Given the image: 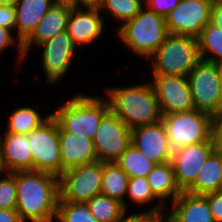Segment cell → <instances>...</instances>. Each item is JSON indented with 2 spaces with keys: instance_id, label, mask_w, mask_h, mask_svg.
<instances>
[{
  "instance_id": "cell-1",
  "label": "cell",
  "mask_w": 222,
  "mask_h": 222,
  "mask_svg": "<svg viewBox=\"0 0 222 222\" xmlns=\"http://www.w3.org/2000/svg\"><path fill=\"white\" fill-rule=\"evenodd\" d=\"M16 211L23 222H53L60 198L59 176L45 171H16Z\"/></svg>"
},
{
  "instance_id": "cell-2",
  "label": "cell",
  "mask_w": 222,
  "mask_h": 222,
  "mask_svg": "<svg viewBox=\"0 0 222 222\" xmlns=\"http://www.w3.org/2000/svg\"><path fill=\"white\" fill-rule=\"evenodd\" d=\"M105 91L110 110L130 130L161 121L159 102L151 82L126 87L115 86L107 88Z\"/></svg>"
},
{
  "instance_id": "cell-3",
  "label": "cell",
  "mask_w": 222,
  "mask_h": 222,
  "mask_svg": "<svg viewBox=\"0 0 222 222\" xmlns=\"http://www.w3.org/2000/svg\"><path fill=\"white\" fill-rule=\"evenodd\" d=\"M116 35L136 56L148 59L169 33L165 18L143 6L134 18L120 24Z\"/></svg>"
},
{
  "instance_id": "cell-4",
  "label": "cell",
  "mask_w": 222,
  "mask_h": 222,
  "mask_svg": "<svg viewBox=\"0 0 222 222\" xmlns=\"http://www.w3.org/2000/svg\"><path fill=\"white\" fill-rule=\"evenodd\" d=\"M110 110L108 100L99 96L77 93L60 105L51 115L66 131L94 138L102 117Z\"/></svg>"
},
{
  "instance_id": "cell-5",
  "label": "cell",
  "mask_w": 222,
  "mask_h": 222,
  "mask_svg": "<svg viewBox=\"0 0 222 222\" xmlns=\"http://www.w3.org/2000/svg\"><path fill=\"white\" fill-rule=\"evenodd\" d=\"M147 60L152 65V75L187 77L201 60L198 38L169 34Z\"/></svg>"
},
{
  "instance_id": "cell-6",
  "label": "cell",
  "mask_w": 222,
  "mask_h": 222,
  "mask_svg": "<svg viewBox=\"0 0 222 222\" xmlns=\"http://www.w3.org/2000/svg\"><path fill=\"white\" fill-rule=\"evenodd\" d=\"M171 149L212 140L211 115L197 109L162 115Z\"/></svg>"
},
{
  "instance_id": "cell-7",
  "label": "cell",
  "mask_w": 222,
  "mask_h": 222,
  "mask_svg": "<svg viewBox=\"0 0 222 222\" xmlns=\"http://www.w3.org/2000/svg\"><path fill=\"white\" fill-rule=\"evenodd\" d=\"M102 175L103 162L99 160L65 170L59 176V201L86 203L101 194Z\"/></svg>"
},
{
  "instance_id": "cell-8",
  "label": "cell",
  "mask_w": 222,
  "mask_h": 222,
  "mask_svg": "<svg viewBox=\"0 0 222 222\" xmlns=\"http://www.w3.org/2000/svg\"><path fill=\"white\" fill-rule=\"evenodd\" d=\"M33 170L54 175L62 174L59 124L50 115L39 127L29 133Z\"/></svg>"
},
{
  "instance_id": "cell-9",
  "label": "cell",
  "mask_w": 222,
  "mask_h": 222,
  "mask_svg": "<svg viewBox=\"0 0 222 222\" xmlns=\"http://www.w3.org/2000/svg\"><path fill=\"white\" fill-rule=\"evenodd\" d=\"M195 109L212 115L222 106L219 65L201 59L187 75Z\"/></svg>"
},
{
  "instance_id": "cell-10",
  "label": "cell",
  "mask_w": 222,
  "mask_h": 222,
  "mask_svg": "<svg viewBox=\"0 0 222 222\" xmlns=\"http://www.w3.org/2000/svg\"><path fill=\"white\" fill-rule=\"evenodd\" d=\"M93 143L99 161L115 162L131 144V130L109 110L99 123Z\"/></svg>"
},
{
  "instance_id": "cell-11",
  "label": "cell",
  "mask_w": 222,
  "mask_h": 222,
  "mask_svg": "<svg viewBox=\"0 0 222 222\" xmlns=\"http://www.w3.org/2000/svg\"><path fill=\"white\" fill-rule=\"evenodd\" d=\"M214 0H181L165 17L169 34L198 38L203 28L210 23Z\"/></svg>"
},
{
  "instance_id": "cell-12",
  "label": "cell",
  "mask_w": 222,
  "mask_h": 222,
  "mask_svg": "<svg viewBox=\"0 0 222 222\" xmlns=\"http://www.w3.org/2000/svg\"><path fill=\"white\" fill-rule=\"evenodd\" d=\"M42 49V69L49 84H56L68 72L74 53L78 49L72 42L67 30L40 43Z\"/></svg>"
},
{
  "instance_id": "cell-13",
  "label": "cell",
  "mask_w": 222,
  "mask_h": 222,
  "mask_svg": "<svg viewBox=\"0 0 222 222\" xmlns=\"http://www.w3.org/2000/svg\"><path fill=\"white\" fill-rule=\"evenodd\" d=\"M151 84L162 115L195 109L187 77L153 75Z\"/></svg>"
},
{
  "instance_id": "cell-14",
  "label": "cell",
  "mask_w": 222,
  "mask_h": 222,
  "mask_svg": "<svg viewBox=\"0 0 222 222\" xmlns=\"http://www.w3.org/2000/svg\"><path fill=\"white\" fill-rule=\"evenodd\" d=\"M215 149L214 142L207 140L173 151L171 163L181 191H186L194 183L200 168Z\"/></svg>"
},
{
  "instance_id": "cell-15",
  "label": "cell",
  "mask_w": 222,
  "mask_h": 222,
  "mask_svg": "<svg viewBox=\"0 0 222 222\" xmlns=\"http://www.w3.org/2000/svg\"><path fill=\"white\" fill-rule=\"evenodd\" d=\"M97 5H81L71 8L67 20V32L73 44L81 49L96 42L104 30V18Z\"/></svg>"
},
{
  "instance_id": "cell-16",
  "label": "cell",
  "mask_w": 222,
  "mask_h": 222,
  "mask_svg": "<svg viewBox=\"0 0 222 222\" xmlns=\"http://www.w3.org/2000/svg\"><path fill=\"white\" fill-rule=\"evenodd\" d=\"M131 144L156 164L171 161L173 150L162 120L132 129Z\"/></svg>"
},
{
  "instance_id": "cell-17",
  "label": "cell",
  "mask_w": 222,
  "mask_h": 222,
  "mask_svg": "<svg viewBox=\"0 0 222 222\" xmlns=\"http://www.w3.org/2000/svg\"><path fill=\"white\" fill-rule=\"evenodd\" d=\"M62 173L65 170L97 161L92 139L77 133L66 132L59 125Z\"/></svg>"
},
{
  "instance_id": "cell-18",
  "label": "cell",
  "mask_w": 222,
  "mask_h": 222,
  "mask_svg": "<svg viewBox=\"0 0 222 222\" xmlns=\"http://www.w3.org/2000/svg\"><path fill=\"white\" fill-rule=\"evenodd\" d=\"M71 8L72 6L66 4H54L47 11L33 32L21 43L25 57L34 46L37 47L40 43L67 30V20Z\"/></svg>"
},
{
  "instance_id": "cell-19",
  "label": "cell",
  "mask_w": 222,
  "mask_h": 222,
  "mask_svg": "<svg viewBox=\"0 0 222 222\" xmlns=\"http://www.w3.org/2000/svg\"><path fill=\"white\" fill-rule=\"evenodd\" d=\"M29 134L5 133L2 137L1 158L6 172L33 170Z\"/></svg>"
},
{
  "instance_id": "cell-20",
  "label": "cell",
  "mask_w": 222,
  "mask_h": 222,
  "mask_svg": "<svg viewBox=\"0 0 222 222\" xmlns=\"http://www.w3.org/2000/svg\"><path fill=\"white\" fill-rule=\"evenodd\" d=\"M170 206L166 213L171 222H215L205 195L182 191Z\"/></svg>"
},
{
  "instance_id": "cell-21",
  "label": "cell",
  "mask_w": 222,
  "mask_h": 222,
  "mask_svg": "<svg viewBox=\"0 0 222 222\" xmlns=\"http://www.w3.org/2000/svg\"><path fill=\"white\" fill-rule=\"evenodd\" d=\"M53 0H19L16 9L17 38L22 43L54 5Z\"/></svg>"
},
{
  "instance_id": "cell-22",
  "label": "cell",
  "mask_w": 222,
  "mask_h": 222,
  "mask_svg": "<svg viewBox=\"0 0 222 222\" xmlns=\"http://www.w3.org/2000/svg\"><path fill=\"white\" fill-rule=\"evenodd\" d=\"M221 169V148H216L202 165L194 183L186 192L205 195L221 191Z\"/></svg>"
},
{
  "instance_id": "cell-23",
  "label": "cell",
  "mask_w": 222,
  "mask_h": 222,
  "mask_svg": "<svg viewBox=\"0 0 222 222\" xmlns=\"http://www.w3.org/2000/svg\"><path fill=\"white\" fill-rule=\"evenodd\" d=\"M146 178L154 196L163 205L167 198H170L172 203L182 193L176 183L171 161L156 164Z\"/></svg>"
},
{
  "instance_id": "cell-24",
  "label": "cell",
  "mask_w": 222,
  "mask_h": 222,
  "mask_svg": "<svg viewBox=\"0 0 222 222\" xmlns=\"http://www.w3.org/2000/svg\"><path fill=\"white\" fill-rule=\"evenodd\" d=\"M128 180L129 177L116 162H103L101 194L120 201L126 210Z\"/></svg>"
},
{
  "instance_id": "cell-25",
  "label": "cell",
  "mask_w": 222,
  "mask_h": 222,
  "mask_svg": "<svg viewBox=\"0 0 222 222\" xmlns=\"http://www.w3.org/2000/svg\"><path fill=\"white\" fill-rule=\"evenodd\" d=\"M51 113L42 117L33 107H19L9 116L7 130L4 133L29 134L32 130L44 123Z\"/></svg>"
},
{
  "instance_id": "cell-26",
  "label": "cell",
  "mask_w": 222,
  "mask_h": 222,
  "mask_svg": "<svg viewBox=\"0 0 222 222\" xmlns=\"http://www.w3.org/2000/svg\"><path fill=\"white\" fill-rule=\"evenodd\" d=\"M115 162L129 178L147 177L156 165V163L148 159L132 144L129 145Z\"/></svg>"
},
{
  "instance_id": "cell-27",
  "label": "cell",
  "mask_w": 222,
  "mask_h": 222,
  "mask_svg": "<svg viewBox=\"0 0 222 222\" xmlns=\"http://www.w3.org/2000/svg\"><path fill=\"white\" fill-rule=\"evenodd\" d=\"M86 204L99 222H119L126 210L120 201L103 194L93 196Z\"/></svg>"
},
{
  "instance_id": "cell-28",
  "label": "cell",
  "mask_w": 222,
  "mask_h": 222,
  "mask_svg": "<svg viewBox=\"0 0 222 222\" xmlns=\"http://www.w3.org/2000/svg\"><path fill=\"white\" fill-rule=\"evenodd\" d=\"M200 57L203 60L222 64V29L208 23L198 37Z\"/></svg>"
},
{
  "instance_id": "cell-29",
  "label": "cell",
  "mask_w": 222,
  "mask_h": 222,
  "mask_svg": "<svg viewBox=\"0 0 222 222\" xmlns=\"http://www.w3.org/2000/svg\"><path fill=\"white\" fill-rule=\"evenodd\" d=\"M97 6L100 11H106L123 24L139 13L144 6V0H100Z\"/></svg>"
},
{
  "instance_id": "cell-30",
  "label": "cell",
  "mask_w": 222,
  "mask_h": 222,
  "mask_svg": "<svg viewBox=\"0 0 222 222\" xmlns=\"http://www.w3.org/2000/svg\"><path fill=\"white\" fill-rule=\"evenodd\" d=\"M126 195L131 199L130 201L139 205H146L150 202L152 203V201L156 199L158 203L154 206L152 205L149 210H166L165 205L158 201V199L154 196L146 177L139 176L129 178Z\"/></svg>"
},
{
  "instance_id": "cell-31",
  "label": "cell",
  "mask_w": 222,
  "mask_h": 222,
  "mask_svg": "<svg viewBox=\"0 0 222 222\" xmlns=\"http://www.w3.org/2000/svg\"><path fill=\"white\" fill-rule=\"evenodd\" d=\"M56 220L60 222H99L86 203L59 201Z\"/></svg>"
},
{
  "instance_id": "cell-32",
  "label": "cell",
  "mask_w": 222,
  "mask_h": 222,
  "mask_svg": "<svg viewBox=\"0 0 222 222\" xmlns=\"http://www.w3.org/2000/svg\"><path fill=\"white\" fill-rule=\"evenodd\" d=\"M16 172H5L0 177V208L16 209Z\"/></svg>"
},
{
  "instance_id": "cell-33",
  "label": "cell",
  "mask_w": 222,
  "mask_h": 222,
  "mask_svg": "<svg viewBox=\"0 0 222 222\" xmlns=\"http://www.w3.org/2000/svg\"><path fill=\"white\" fill-rule=\"evenodd\" d=\"M165 212V210H148L146 208L143 212L128 215L125 210L119 222H164L167 218Z\"/></svg>"
},
{
  "instance_id": "cell-34",
  "label": "cell",
  "mask_w": 222,
  "mask_h": 222,
  "mask_svg": "<svg viewBox=\"0 0 222 222\" xmlns=\"http://www.w3.org/2000/svg\"><path fill=\"white\" fill-rule=\"evenodd\" d=\"M181 0H144L146 8L154 11L164 18L173 10Z\"/></svg>"
},
{
  "instance_id": "cell-35",
  "label": "cell",
  "mask_w": 222,
  "mask_h": 222,
  "mask_svg": "<svg viewBox=\"0 0 222 222\" xmlns=\"http://www.w3.org/2000/svg\"><path fill=\"white\" fill-rule=\"evenodd\" d=\"M0 27L15 31L16 9L12 5H0Z\"/></svg>"
},
{
  "instance_id": "cell-36",
  "label": "cell",
  "mask_w": 222,
  "mask_h": 222,
  "mask_svg": "<svg viewBox=\"0 0 222 222\" xmlns=\"http://www.w3.org/2000/svg\"><path fill=\"white\" fill-rule=\"evenodd\" d=\"M12 34H13L12 31L0 27V55L6 48L10 47V45H13L14 42L16 43L18 41L17 42L18 61L20 59L23 60L25 56L22 51L21 42L17 37L15 38V36Z\"/></svg>"
},
{
  "instance_id": "cell-37",
  "label": "cell",
  "mask_w": 222,
  "mask_h": 222,
  "mask_svg": "<svg viewBox=\"0 0 222 222\" xmlns=\"http://www.w3.org/2000/svg\"><path fill=\"white\" fill-rule=\"evenodd\" d=\"M215 222H222V190L205 194Z\"/></svg>"
},
{
  "instance_id": "cell-38",
  "label": "cell",
  "mask_w": 222,
  "mask_h": 222,
  "mask_svg": "<svg viewBox=\"0 0 222 222\" xmlns=\"http://www.w3.org/2000/svg\"><path fill=\"white\" fill-rule=\"evenodd\" d=\"M211 130L216 148H222V106L211 115Z\"/></svg>"
},
{
  "instance_id": "cell-39",
  "label": "cell",
  "mask_w": 222,
  "mask_h": 222,
  "mask_svg": "<svg viewBox=\"0 0 222 222\" xmlns=\"http://www.w3.org/2000/svg\"><path fill=\"white\" fill-rule=\"evenodd\" d=\"M210 23L222 29V1L214 0L210 12Z\"/></svg>"
},
{
  "instance_id": "cell-40",
  "label": "cell",
  "mask_w": 222,
  "mask_h": 222,
  "mask_svg": "<svg viewBox=\"0 0 222 222\" xmlns=\"http://www.w3.org/2000/svg\"><path fill=\"white\" fill-rule=\"evenodd\" d=\"M0 222H23L16 209L0 208Z\"/></svg>"
},
{
  "instance_id": "cell-41",
  "label": "cell",
  "mask_w": 222,
  "mask_h": 222,
  "mask_svg": "<svg viewBox=\"0 0 222 222\" xmlns=\"http://www.w3.org/2000/svg\"><path fill=\"white\" fill-rule=\"evenodd\" d=\"M100 0H75V6L98 5Z\"/></svg>"
},
{
  "instance_id": "cell-42",
  "label": "cell",
  "mask_w": 222,
  "mask_h": 222,
  "mask_svg": "<svg viewBox=\"0 0 222 222\" xmlns=\"http://www.w3.org/2000/svg\"><path fill=\"white\" fill-rule=\"evenodd\" d=\"M55 4H66L72 7L75 6V0H53Z\"/></svg>"
},
{
  "instance_id": "cell-43",
  "label": "cell",
  "mask_w": 222,
  "mask_h": 222,
  "mask_svg": "<svg viewBox=\"0 0 222 222\" xmlns=\"http://www.w3.org/2000/svg\"><path fill=\"white\" fill-rule=\"evenodd\" d=\"M19 0H0V5H12L15 6Z\"/></svg>"
},
{
  "instance_id": "cell-44",
  "label": "cell",
  "mask_w": 222,
  "mask_h": 222,
  "mask_svg": "<svg viewBox=\"0 0 222 222\" xmlns=\"http://www.w3.org/2000/svg\"><path fill=\"white\" fill-rule=\"evenodd\" d=\"M5 169L3 167V164H2V158H1V153H0V176L4 174Z\"/></svg>"
},
{
  "instance_id": "cell-45",
  "label": "cell",
  "mask_w": 222,
  "mask_h": 222,
  "mask_svg": "<svg viewBox=\"0 0 222 222\" xmlns=\"http://www.w3.org/2000/svg\"><path fill=\"white\" fill-rule=\"evenodd\" d=\"M219 74H220V86L222 91V64L219 65Z\"/></svg>"
},
{
  "instance_id": "cell-46",
  "label": "cell",
  "mask_w": 222,
  "mask_h": 222,
  "mask_svg": "<svg viewBox=\"0 0 222 222\" xmlns=\"http://www.w3.org/2000/svg\"><path fill=\"white\" fill-rule=\"evenodd\" d=\"M221 166H222V148H221ZM221 190H222V169H221Z\"/></svg>"
},
{
  "instance_id": "cell-47",
  "label": "cell",
  "mask_w": 222,
  "mask_h": 222,
  "mask_svg": "<svg viewBox=\"0 0 222 222\" xmlns=\"http://www.w3.org/2000/svg\"><path fill=\"white\" fill-rule=\"evenodd\" d=\"M1 146H2V135H0V153H1Z\"/></svg>"
},
{
  "instance_id": "cell-48",
  "label": "cell",
  "mask_w": 222,
  "mask_h": 222,
  "mask_svg": "<svg viewBox=\"0 0 222 222\" xmlns=\"http://www.w3.org/2000/svg\"><path fill=\"white\" fill-rule=\"evenodd\" d=\"M164 222H171L168 218H166V220Z\"/></svg>"
}]
</instances>
